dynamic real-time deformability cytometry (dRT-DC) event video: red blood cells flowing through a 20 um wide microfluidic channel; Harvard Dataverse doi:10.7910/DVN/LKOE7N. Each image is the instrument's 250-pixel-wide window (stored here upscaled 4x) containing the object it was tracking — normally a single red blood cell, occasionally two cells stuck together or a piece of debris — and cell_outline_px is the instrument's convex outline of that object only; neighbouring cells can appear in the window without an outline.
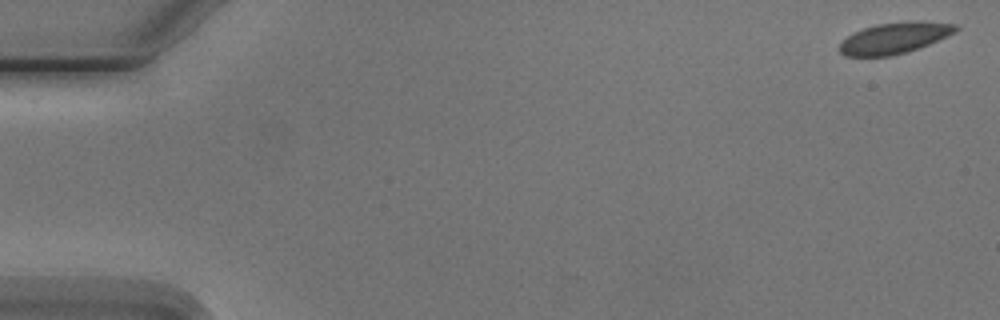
{"species": "Egyptian fruit bat (a non-hibernating species)", "species_latin": "Rousettus aegyptiacus", "temperature_condition": "cold", "stored_images_in_passage": 8, "camera_frame_rate_fps": 3000, "um_per_image_px": 0.085, "animal": {"sex": "male"}, "frame": {"image": 1, "passage_image": 1, "time_ms": 0.0, "image_size_px": [1000, 320], "cell_outline_px": [[960, 28], [956, 32], [928, 44], [892, 56], [844, 56], [840, 52], [840, 44], [848, 36], [864, 28], [876, 24], [908, 20], [920, 20], [956, 24]], "centroid_in_image_um": [76.07, 3.21], "position_along_channel_um": 8.9, "area_um2": 20.98}}
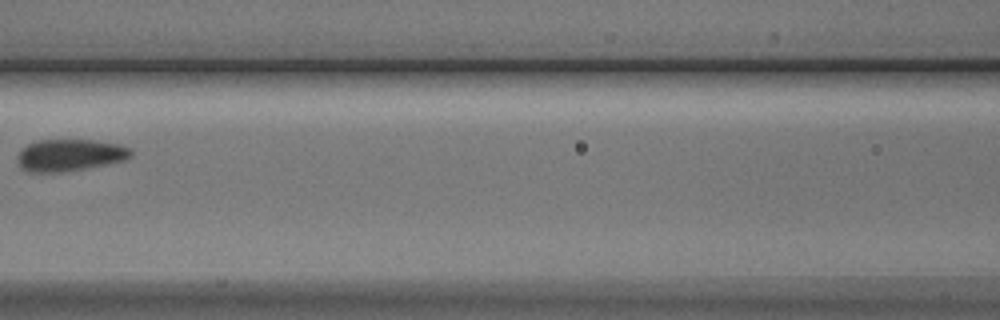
{"frame": {"image": 2, "passage_image": 7, "time_ms": 8.0, "image_size_px": [1000, 320], "cell_outline_px": [[132, 156], [124, 160], [84, 168], [60, 172], [32, 172], [24, 168], [20, 164], [20, 152], [28, 144], [36, 140], [92, 140], [120, 144], [132, 148]], "centroid_in_image_um": [6.01, 13.16], "position_along_channel_um": 160.6, "area_um2": 20.63}}
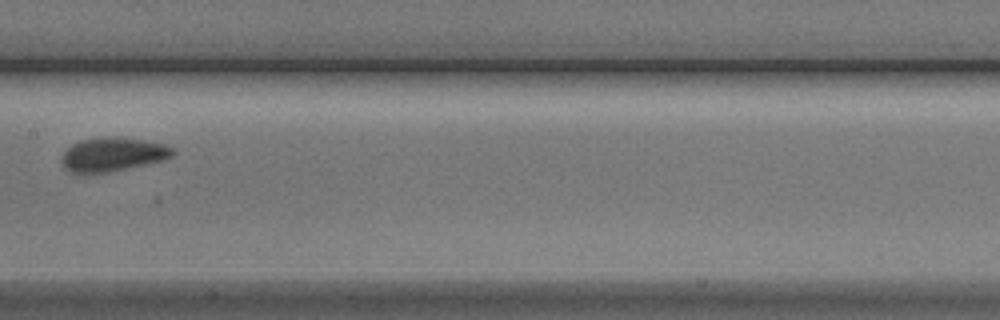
{"frame": {"image": 3, "passage_image": 8, "time_ms": 9.0, "image_size_px": [1000, 320], "cell_outline_px": [[176, 152], [172, 156], [164, 160], [108, 172], [72, 172], [64, 168], [60, 160], [64, 152], [72, 144], [80, 140], [116, 136], [164, 144], [172, 148]], "centroid_in_image_um": [9.58, 13.12], "position_along_channel_um": 197.8, "area_um2": 21.56}}